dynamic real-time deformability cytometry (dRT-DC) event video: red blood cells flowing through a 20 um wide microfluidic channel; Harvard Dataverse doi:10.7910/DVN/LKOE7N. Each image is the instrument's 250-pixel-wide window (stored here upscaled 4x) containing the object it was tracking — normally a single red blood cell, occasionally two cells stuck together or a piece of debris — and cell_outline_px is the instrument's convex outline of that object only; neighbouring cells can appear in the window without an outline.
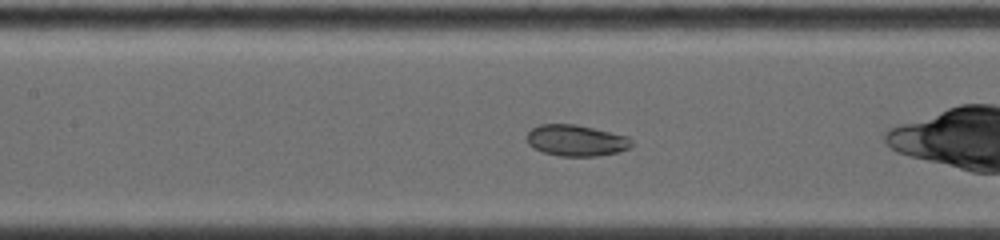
{"species": "common noctule bat (a hibernating species)", "species_latin": "Nyctalus noctula", "temperature_condition": "warm", "stored_images_in_passage": 56, "camera_frame_rate_fps": 5000, "um_per_image_px": 0.085, "animal": {"sex": "female", "body_mass_g": 19.0, "forearm_length_mm": 53.3}, "frame": {"image": 1, "passage_image": 6, "time_ms": 2.2, "image_size_px": [1000, 240], "cell_outline_px": [[632, 144], [628, 148], [620, 152], [600, 156], [560, 156], [544, 152], [532, 148], [528, 144], [528, 132], [532, 128], [540, 124], [572, 124], [592, 128], [624, 136]], "centroid_in_image_um": [48.92, 11.95], "position_along_channel_um": 158.5, "area_um2": 18.73}}
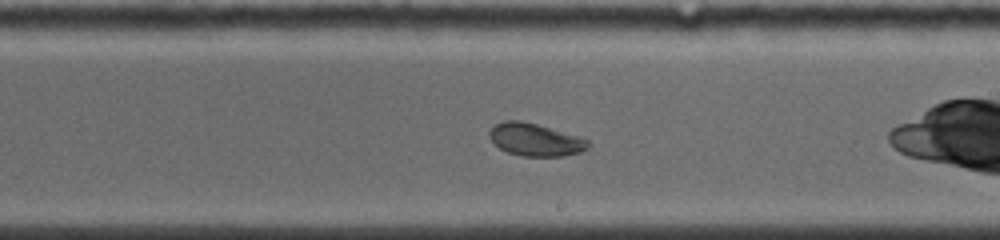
{"frame": {"image": 2, "passage_image": 16, "time_ms": 4.4, "image_size_px": [1000, 240], "cell_outline_px": [[588, 148], [580, 152], [564, 156], [520, 156], [508, 152], [500, 148], [492, 140], [488, 132], [496, 124], [504, 120], [516, 120], [536, 124], [588, 140]], "centroid_in_image_um": [45.47, 11.89], "position_along_channel_um": 243.5, "area_um2": 18.26}}
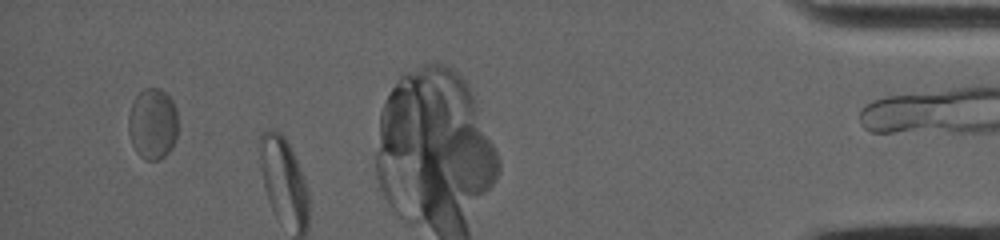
{"frame": {"image": 3, "passage_image": 48, "time_ms": 10.6, "image_size_px": [1000, 240], "cell_outline_px": [[176, 140], [172, 148], [160, 160], [148, 160], [140, 156], [136, 152], [132, 144], [128, 132], [128, 116], [132, 100], [144, 88], [160, 88], [172, 100], [176, 108]], "centroid_in_image_um": [12.95, 10.52], "position_along_channel_um": 422.2, "area_um2": 20.63}}